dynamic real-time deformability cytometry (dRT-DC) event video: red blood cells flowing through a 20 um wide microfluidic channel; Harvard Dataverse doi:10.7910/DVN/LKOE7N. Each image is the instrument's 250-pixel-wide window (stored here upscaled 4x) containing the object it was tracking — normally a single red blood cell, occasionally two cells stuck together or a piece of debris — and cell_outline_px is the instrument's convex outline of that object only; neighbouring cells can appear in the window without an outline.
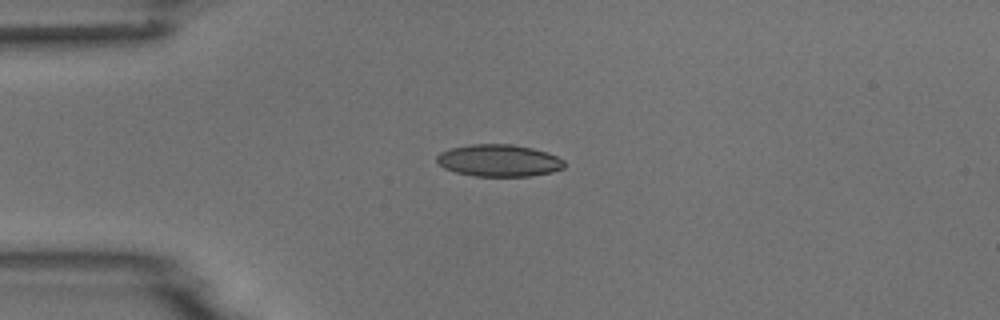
{"species": "common noctule bat (a hibernating species)", "species_latin": "Nyctalus noctula", "temperature_condition": "room temperature", "stored_images_in_passage": 3, "camera_frame_rate_fps": 3000, "um_per_image_px": 0.085, "animal": {"sex": "male", "body_mass_g": 18.8}, "frame": {"image": 1, "passage_image": 3, "time_ms": 3.0, "image_size_px": [1000, 320], "cell_outline_px": [[564, 168], [552, 172], [532, 176], [476, 176], [456, 172], [444, 168], [436, 160], [436, 156], [440, 152], [452, 148], [472, 144], [512, 144], [532, 148], [548, 152], [564, 160]], "centroid_in_image_um": [42.43, 13.64], "position_along_channel_um": 42.6, "area_um2": 23.81}}